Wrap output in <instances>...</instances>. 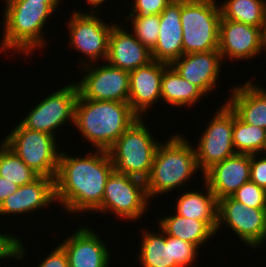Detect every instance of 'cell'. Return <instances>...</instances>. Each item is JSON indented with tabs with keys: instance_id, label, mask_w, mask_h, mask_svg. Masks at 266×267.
Instances as JSON below:
<instances>
[{
	"instance_id": "1",
	"label": "cell",
	"mask_w": 266,
	"mask_h": 267,
	"mask_svg": "<svg viewBox=\"0 0 266 267\" xmlns=\"http://www.w3.org/2000/svg\"><path fill=\"white\" fill-rule=\"evenodd\" d=\"M92 152L83 157L60 152L55 196L56 202H60L68 213L95 212L101 206L105 185L114 166L108 151Z\"/></svg>"
},
{
	"instance_id": "2",
	"label": "cell",
	"mask_w": 266,
	"mask_h": 267,
	"mask_svg": "<svg viewBox=\"0 0 266 267\" xmlns=\"http://www.w3.org/2000/svg\"><path fill=\"white\" fill-rule=\"evenodd\" d=\"M140 117L128 102L81 98L75 104L74 126L96 150L108 151Z\"/></svg>"
},
{
	"instance_id": "3",
	"label": "cell",
	"mask_w": 266,
	"mask_h": 267,
	"mask_svg": "<svg viewBox=\"0 0 266 267\" xmlns=\"http://www.w3.org/2000/svg\"><path fill=\"white\" fill-rule=\"evenodd\" d=\"M1 51H16L29 55L46 43L43 29L54 11L46 3L4 1Z\"/></svg>"
},
{
	"instance_id": "4",
	"label": "cell",
	"mask_w": 266,
	"mask_h": 267,
	"mask_svg": "<svg viewBox=\"0 0 266 267\" xmlns=\"http://www.w3.org/2000/svg\"><path fill=\"white\" fill-rule=\"evenodd\" d=\"M199 170L194 146L182 136L175 134L159 144L151 172L145 180L149 199L183 187Z\"/></svg>"
},
{
	"instance_id": "5",
	"label": "cell",
	"mask_w": 266,
	"mask_h": 267,
	"mask_svg": "<svg viewBox=\"0 0 266 267\" xmlns=\"http://www.w3.org/2000/svg\"><path fill=\"white\" fill-rule=\"evenodd\" d=\"M143 118L133 123L108 150L114 170L146 180L150 175L156 150L154 139Z\"/></svg>"
},
{
	"instance_id": "6",
	"label": "cell",
	"mask_w": 266,
	"mask_h": 267,
	"mask_svg": "<svg viewBox=\"0 0 266 267\" xmlns=\"http://www.w3.org/2000/svg\"><path fill=\"white\" fill-rule=\"evenodd\" d=\"M219 5L217 0H182L183 54L218 50Z\"/></svg>"
},
{
	"instance_id": "7",
	"label": "cell",
	"mask_w": 266,
	"mask_h": 267,
	"mask_svg": "<svg viewBox=\"0 0 266 267\" xmlns=\"http://www.w3.org/2000/svg\"><path fill=\"white\" fill-rule=\"evenodd\" d=\"M57 137L24 128L20 123L2 141L36 174L55 178L59 163ZM58 150V151H57Z\"/></svg>"
},
{
	"instance_id": "8",
	"label": "cell",
	"mask_w": 266,
	"mask_h": 267,
	"mask_svg": "<svg viewBox=\"0 0 266 267\" xmlns=\"http://www.w3.org/2000/svg\"><path fill=\"white\" fill-rule=\"evenodd\" d=\"M149 201L145 180L114 170L107 179L101 206L95 212H111L116 218L136 221L147 212Z\"/></svg>"
},
{
	"instance_id": "9",
	"label": "cell",
	"mask_w": 266,
	"mask_h": 267,
	"mask_svg": "<svg viewBox=\"0 0 266 267\" xmlns=\"http://www.w3.org/2000/svg\"><path fill=\"white\" fill-rule=\"evenodd\" d=\"M63 87L40 100L33 109L28 111L29 113L20 124L24 128L44 132L54 137L57 129L66 125L68 121L74 125L75 104L79 95L78 86L76 83H69Z\"/></svg>"
},
{
	"instance_id": "10",
	"label": "cell",
	"mask_w": 266,
	"mask_h": 267,
	"mask_svg": "<svg viewBox=\"0 0 266 267\" xmlns=\"http://www.w3.org/2000/svg\"><path fill=\"white\" fill-rule=\"evenodd\" d=\"M73 12L67 22L70 38L68 42L73 50L77 49L87 58L80 57V67L87 63H98L101 58L105 62L108 55L109 34L116 22L106 23L95 13H83L78 10Z\"/></svg>"
},
{
	"instance_id": "11",
	"label": "cell",
	"mask_w": 266,
	"mask_h": 267,
	"mask_svg": "<svg viewBox=\"0 0 266 267\" xmlns=\"http://www.w3.org/2000/svg\"><path fill=\"white\" fill-rule=\"evenodd\" d=\"M223 104L211 116L213 118L194 147L197 166L202 174L215 163L236 154L233 145L234 111L226 102Z\"/></svg>"
},
{
	"instance_id": "12",
	"label": "cell",
	"mask_w": 266,
	"mask_h": 267,
	"mask_svg": "<svg viewBox=\"0 0 266 267\" xmlns=\"http://www.w3.org/2000/svg\"><path fill=\"white\" fill-rule=\"evenodd\" d=\"M223 223L250 248L266 242V209L246 206L227 196L218 200L217 234Z\"/></svg>"
},
{
	"instance_id": "13",
	"label": "cell",
	"mask_w": 266,
	"mask_h": 267,
	"mask_svg": "<svg viewBox=\"0 0 266 267\" xmlns=\"http://www.w3.org/2000/svg\"><path fill=\"white\" fill-rule=\"evenodd\" d=\"M96 65L80 67L85 73L80 82H76L79 96L89 100L128 102L129 72L106 64V61Z\"/></svg>"
},
{
	"instance_id": "14",
	"label": "cell",
	"mask_w": 266,
	"mask_h": 267,
	"mask_svg": "<svg viewBox=\"0 0 266 267\" xmlns=\"http://www.w3.org/2000/svg\"><path fill=\"white\" fill-rule=\"evenodd\" d=\"M169 64L152 60L129 72V97L131 109L141 118L152 105L161 101V80Z\"/></svg>"
},
{
	"instance_id": "15",
	"label": "cell",
	"mask_w": 266,
	"mask_h": 267,
	"mask_svg": "<svg viewBox=\"0 0 266 267\" xmlns=\"http://www.w3.org/2000/svg\"><path fill=\"white\" fill-rule=\"evenodd\" d=\"M222 60H250L260 54V28L224 19L219 22V48Z\"/></svg>"
},
{
	"instance_id": "16",
	"label": "cell",
	"mask_w": 266,
	"mask_h": 267,
	"mask_svg": "<svg viewBox=\"0 0 266 267\" xmlns=\"http://www.w3.org/2000/svg\"><path fill=\"white\" fill-rule=\"evenodd\" d=\"M99 236L94 229L81 226L60 243L69 267H109L111 251Z\"/></svg>"
},
{
	"instance_id": "17",
	"label": "cell",
	"mask_w": 266,
	"mask_h": 267,
	"mask_svg": "<svg viewBox=\"0 0 266 267\" xmlns=\"http://www.w3.org/2000/svg\"><path fill=\"white\" fill-rule=\"evenodd\" d=\"M250 154L228 157L215 163L203 174V181L213 192L217 200L232 196L243 184L250 180Z\"/></svg>"
},
{
	"instance_id": "18",
	"label": "cell",
	"mask_w": 266,
	"mask_h": 267,
	"mask_svg": "<svg viewBox=\"0 0 266 267\" xmlns=\"http://www.w3.org/2000/svg\"><path fill=\"white\" fill-rule=\"evenodd\" d=\"M222 58L218 50L183 54L171 66L186 80L197 86L205 95L217 87ZM213 89V90H212Z\"/></svg>"
},
{
	"instance_id": "19",
	"label": "cell",
	"mask_w": 266,
	"mask_h": 267,
	"mask_svg": "<svg viewBox=\"0 0 266 267\" xmlns=\"http://www.w3.org/2000/svg\"><path fill=\"white\" fill-rule=\"evenodd\" d=\"M182 0H172L159 14V35L152 60L171 65L183 55Z\"/></svg>"
},
{
	"instance_id": "20",
	"label": "cell",
	"mask_w": 266,
	"mask_h": 267,
	"mask_svg": "<svg viewBox=\"0 0 266 267\" xmlns=\"http://www.w3.org/2000/svg\"><path fill=\"white\" fill-rule=\"evenodd\" d=\"M55 201V178L38 176L31 183L20 186L1 203L0 215L33 213Z\"/></svg>"
},
{
	"instance_id": "21",
	"label": "cell",
	"mask_w": 266,
	"mask_h": 267,
	"mask_svg": "<svg viewBox=\"0 0 266 267\" xmlns=\"http://www.w3.org/2000/svg\"><path fill=\"white\" fill-rule=\"evenodd\" d=\"M121 27L115 23L110 31L106 63L131 72L152 61L151 51L133 33Z\"/></svg>"
},
{
	"instance_id": "22",
	"label": "cell",
	"mask_w": 266,
	"mask_h": 267,
	"mask_svg": "<svg viewBox=\"0 0 266 267\" xmlns=\"http://www.w3.org/2000/svg\"><path fill=\"white\" fill-rule=\"evenodd\" d=\"M251 81L230 89L226 103L243 122L266 129V89Z\"/></svg>"
},
{
	"instance_id": "23",
	"label": "cell",
	"mask_w": 266,
	"mask_h": 267,
	"mask_svg": "<svg viewBox=\"0 0 266 267\" xmlns=\"http://www.w3.org/2000/svg\"><path fill=\"white\" fill-rule=\"evenodd\" d=\"M158 225L166 235L182 239L199 248L216 236L217 221H202L171 214L159 218Z\"/></svg>"
},
{
	"instance_id": "24",
	"label": "cell",
	"mask_w": 266,
	"mask_h": 267,
	"mask_svg": "<svg viewBox=\"0 0 266 267\" xmlns=\"http://www.w3.org/2000/svg\"><path fill=\"white\" fill-rule=\"evenodd\" d=\"M204 96L206 95L197 86L184 79L171 65L163 71L161 102L163 99L171 107H193Z\"/></svg>"
},
{
	"instance_id": "25",
	"label": "cell",
	"mask_w": 266,
	"mask_h": 267,
	"mask_svg": "<svg viewBox=\"0 0 266 267\" xmlns=\"http://www.w3.org/2000/svg\"><path fill=\"white\" fill-rule=\"evenodd\" d=\"M205 192H183L177 199L176 214L196 220L217 221L218 200L203 181Z\"/></svg>"
},
{
	"instance_id": "26",
	"label": "cell",
	"mask_w": 266,
	"mask_h": 267,
	"mask_svg": "<svg viewBox=\"0 0 266 267\" xmlns=\"http://www.w3.org/2000/svg\"><path fill=\"white\" fill-rule=\"evenodd\" d=\"M157 234L148 229L142 230L138 264L142 267H180L171 261L170 236L159 227Z\"/></svg>"
},
{
	"instance_id": "27",
	"label": "cell",
	"mask_w": 266,
	"mask_h": 267,
	"mask_svg": "<svg viewBox=\"0 0 266 267\" xmlns=\"http://www.w3.org/2000/svg\"><path fill=\"white\" fill-rule=\"evenodd\" d=\"M220 9L224 19L260 28L266 16V1L226 0Z\"/></svg>"
},
{
	"instance_id": "28",
	"label": "cell",
	"mask_w": 266,
	"mask_h": 267,
	"mask_svg": "<svg viewBox=\"0 0 266 267\" xmlns=\"http://www.w3.org/2000/svg\"><path fill=\"white\" fill-rule=\"evenodd\" d=\"M266 141V129L243 122L234 112L233 145L236 153L260 154Z\"/></svg>"
},
{
	"instance_id": "29",
	"label": "cell",
	"mask_w": 266,
	"mask_h": 267,
	"mask_svg": "<svg viewBox=\"0 0 266 267\" xmlns=\"http://www.w3.org/2000/svg\"><path fill=\"white\" fill-rule=\"evenodd\" d=\"M0 144V176L23 186L31 183L39 175L28 167L3 141Z\"/></svg>"
},
{
	"instance_id": "30",
	"label": "cell",
	"mask_w": 266,
	"mask_h": 267,
	"mask_svg": "<svg viewBox=\"0 0 266 267\" xmlns=\"http://www.w3.org/2000/svg\"><path fill=\"white\" fill-rule=\"evenodd\" d=\"M126 20L131 22L134 36L149 50L152 51L157 44L159 35L160 19L159 15L149 17H136L127 15Z\"/></svg>"
},
{
	"instance_id": "31",
	"label": "cell",
	"mask_w": 266,
	"mask_h": 267,
	"mask_svg": "<svg viewBox=\"0 0 266 267\" xmlns=\"http://www.w3.org/2000/svg\"><path fill=\"white\" fill-rule=\"evenodd\" d=\"M231 197L246 206L266 209V190L251 180L243 184Z\"/></svg>"
},
{
	"instance_id": "32",
	"label": "cell",
	"mask_w": 266,
	"mask_h": 267,
	"mask_svg": "<svg viewBox=\"0 0 266 267\" xmlns=\"http://www.w3.org/2000/svg\"><path fill=\"white\" fill-rule=\"evenodd\" d=\"M198 248L194 244L170 236L171 261H175L180 267H189L194 263Z\"/></svg>"
},
{
	"instance_id": "33",
	"label": "cell",
	"mask_w": 266,
	"mask_h": 267,
	"mask_svg": "<svg viewBox=\"0 0 266 267\" xmlns=\"http://www.w3.org/2000/svg\"><path fill=\"white\" fill-rule=\"evenodd\" d=\"M26 249L23 247L22 240L16 235L0 232V260L2 259H18L22 260L26 257Z\"/></svg>"
},
{
	"instance_id": "34",
	"label": "cell",
	"mask_w": 266,
	"mask_h": 267,
	"mask_svg": "<svg viewBox=\"0 0 266 267\" xmlns=\"http://www.w3.org/2000/svg\"><path fill=\"white\" fill-rule=\"evenodd\" d=\"M172 0H134L129 15L149 17L159 15Z\"/></svg>"
},
{
	"instance_id": "35",
	"label": "cell",
	"mask_w": 266,
	"mask_h": 267,
	"mask_svg": "<svg viewBox=\"0 0 266 267\" xmlns=\"http://www.w3.org/2000/svg\"><path fill=\"white\" fill-rule=\"evenodd\" d=\"M251 154L250 180L266 190V156Z\"/></svg>"
},
{
	"instance_id": "36",
	"label": "cell",
	"mask_w": 266,
	"mask_h": 267,
	"mask_svg": "<svg viewBox=\"0 0 266 267\" xmlns=\"http://www.w3.org/2000/svg\"><path fill=\"white\" fill-rule=\"evenodd\" d=\"M48 254L37 267H69L68 256L60 244Z\"/></svg>"
},
{
	"instance_id": "37",
	"label": "cell",
	"mask_w": 266,
	"mask_h": 267,
	"mask_svg": "<svg viewBox=\"0 0 266 267\" xmlns=\"http://www.w3.org/2000/svg\"><path fill=\"white\" fill-rule=\"evenodd\" d=\"M18 188L19 186L0 176V205L8 196L18 190Z\"/></svg>"
},
{
	"instance_id": "38",
	"label": "cell",
	"mask_w": 266,
	"mask_h": 267,
	"mask_svg": "<svg viewBox=\"0 0 266 267\" xmlns=\"http://www.w3.org/2000/svg\"><path fill=\"white\" fill-rule=\"evenodd\" d=\"M4 1H27L35 3H46L54 12L58 9L63 0H4Z\"/></svg>"
},
{
	"instance_id": "39",
	"label": "cell",
	"mask_w": 266,
	"mask_h": 267,
	"mask_svg": "<svg viewBox=\"0 0 266 267\" xmlns=\"http://www.w3.org/2000/svg\"><path fill=\"white\" fill-rule=\"evenodd\" d=\"M266 52V16L260 27V53Z\"/></svg>"
},
{
	"instance_id": "40",
	"label": "cell",
	"mask_w": 266,
	"mask_h": 267,
	"mask_svg": "<svg viewBox=\"0 0 266 267\" xmlns=\"http://www.w3.org/2000/svg\"><path fill=\"white\" fill-rule=\"evenodd\" d=\"M88 3H87V5L89 4V5H91V8L93 9H91V13H97L98 14V7L102 4H104V2L106 1V0H86ZM95 7V8H94Z\"/></svg>"
},
{
	"instance_id": "41",
	"label": "cell",
	"mask_w": 266,
	"mask_h": 267,
	"mask_svg": "<svg viewBox=\"0 0 266 267\" xmlns=\"http://www.w3.org/2000/svg\"><path fill=\"white\" fill-rule=\"evenodd\" d=\"M261 152H262V153H260V154H265L264 156H266V141H265L263 150H262Z\"/></svg>"
}]
</instances>
